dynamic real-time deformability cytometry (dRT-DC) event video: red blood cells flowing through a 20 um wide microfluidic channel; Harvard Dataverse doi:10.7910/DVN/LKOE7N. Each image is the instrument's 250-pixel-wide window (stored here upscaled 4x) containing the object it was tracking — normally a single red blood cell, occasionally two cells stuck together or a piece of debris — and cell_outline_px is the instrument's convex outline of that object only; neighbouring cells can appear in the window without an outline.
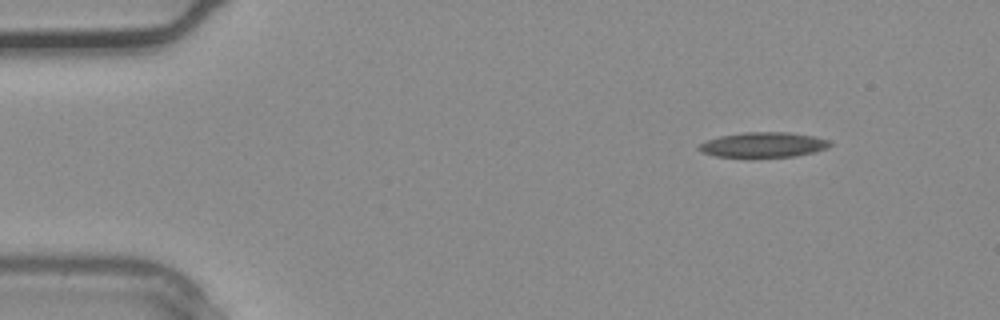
{"species": "common noctule bat (a hibernating species)", "species_latin": "Nyctalus noctula", "temperature_condition": "warm", "stored_images_in_passage": 33, "camera_frame_rate_fps": 3000, "um_per_image_px": 0.085, "animal": {"sex": "male", "body_mass_g": 20.4}, "frame": {"image": 1, "passage_image": 2, "time_ms": 0.333, "image_size_px": [1000, 320], "cell_outline_px": [[832, 144], [828, 148], [816, 152], [796, 156], [752, 160], [716, 156], [700, 152], [696, 148], [700, 144], [708, 140], [720, 136], [744, 132], [788, 132], [816, 136], [828, 140]], "centroid_in_image_um": [64.88, 12.35], "position_along_channel_um": 20.1, "area_um2": 20.17}}
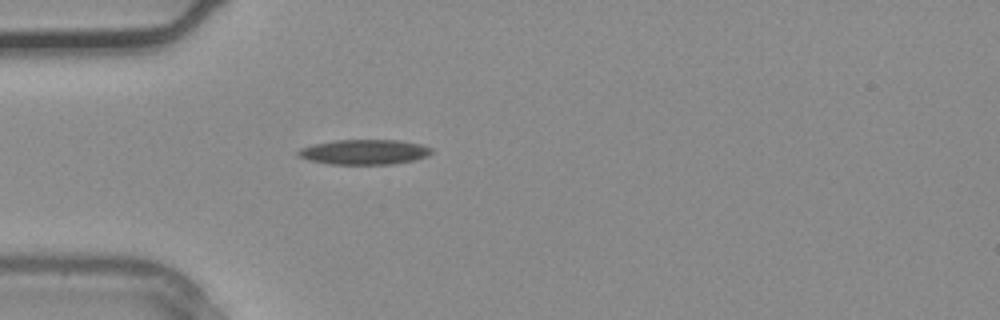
{"frame": {"image": 2, "passage_image": 8, "time_ms": 2.333, "image_size_px": [1000, 320], "cell_outline_px": [[432, 152], [428, 156], [416, 160], [392, 164], [328, 164], [308, 160], [296, 156], [296, 152], [300, 148], [312, 144], [336, 140], [400, 140], [420, 144], [432, 148]], "centroid_in_image_um": [30.94, 12.92], "position_along_channel_um": 54.1, "area_um2": 19.65}}